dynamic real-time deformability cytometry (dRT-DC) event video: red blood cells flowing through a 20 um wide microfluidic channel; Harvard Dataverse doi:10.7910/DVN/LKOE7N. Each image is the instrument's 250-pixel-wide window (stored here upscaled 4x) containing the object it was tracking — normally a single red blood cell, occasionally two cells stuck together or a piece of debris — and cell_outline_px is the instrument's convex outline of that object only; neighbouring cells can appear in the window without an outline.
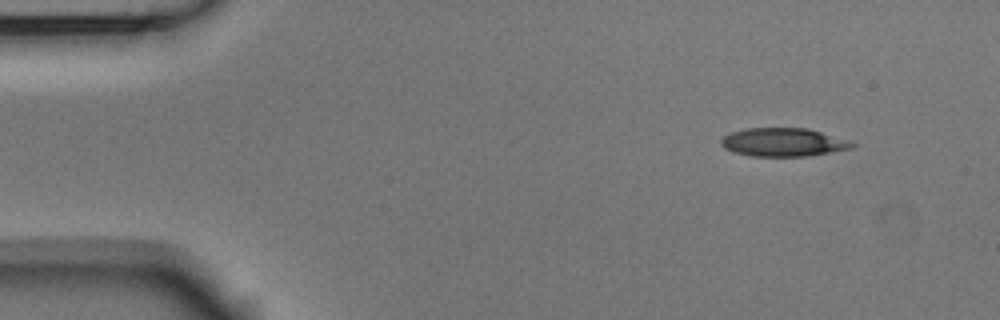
{"species": "Egyptian fruit bat (a non-hibernating species)", "species_latin": "Rousettus aegyptiacus", "temperature_condition": "room temperature", "stored_images_in_passage": 9, "camera_frame_rate_fps": 3000, "um_per_image_px": 0.085, "animal": {"sex": "male"}, "frame": {"image": 1, "passage_image": 1, "time_ms": 0.0, "image_size_px": [1000, 320], "cell_outline_px": [[856, 144], [852, 148], [808, 156], [752, 156], [736, 152], [724, 148], [720, 144], [720, 140], [724, 136], [732, 132], [744, 128], [808, 128]], "centroid_in_image_um": [66.52, 12.09], "position_along_channel_um": 18.5, "area_um2": 21.33}}
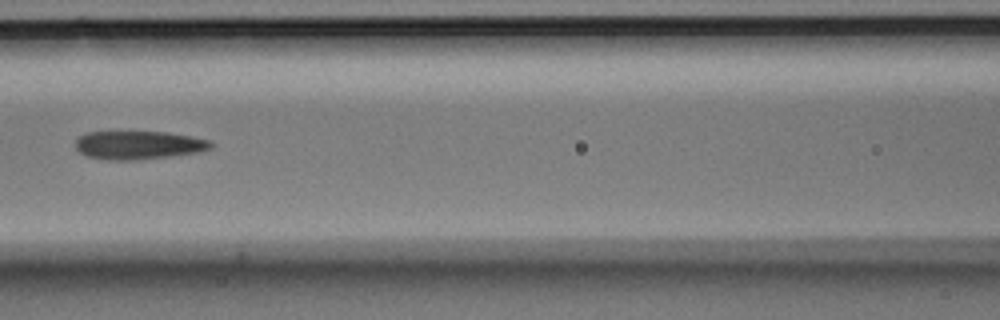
{"frame": {"image": 2, "passage_image": 6, "time_ms": 1.667, "image_size_px": [1000, 320], "cell_outline_px": [[212, 144], [208, 148], [196, 152], [168, 156], [136, 160], [108, 160], [88, 156], [80, 152], [76, 148], [76, 140], [80, 136], [88, 132], [164, 132], [212, 140]], "centroid_in_image_um": [11.73, 12.33], "position_along_channel_um": 154.9, "area_um2": 21.96}}
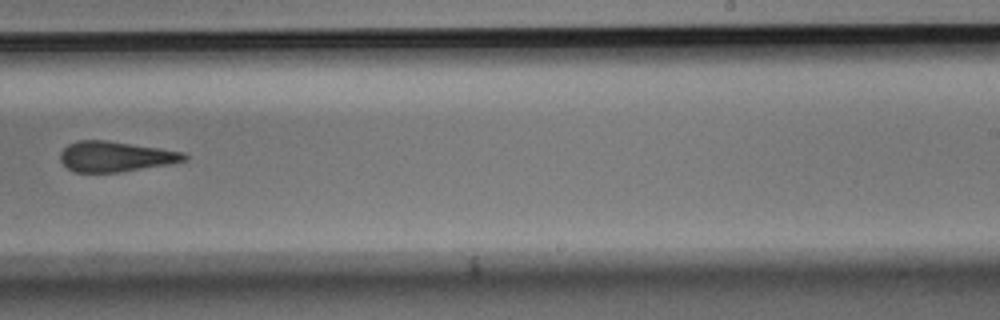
{"frame": {"image": 3, "passage_image": 9, "time_ms": 2.667, "image_size_px": [1000, 320], "cell_outline_px": [[188, 160], [168, 164], [120, 172], [76, 172], [68, 168], [60, 160], [60, 152], [68, 144], [80, 140], [108, 140], [160, 148], [184, 152], [188, 156]], "centroid_in_image_um": [9.82, 13.3], "position_along_channel_um": 279.2, "area_um2": 21.91}}